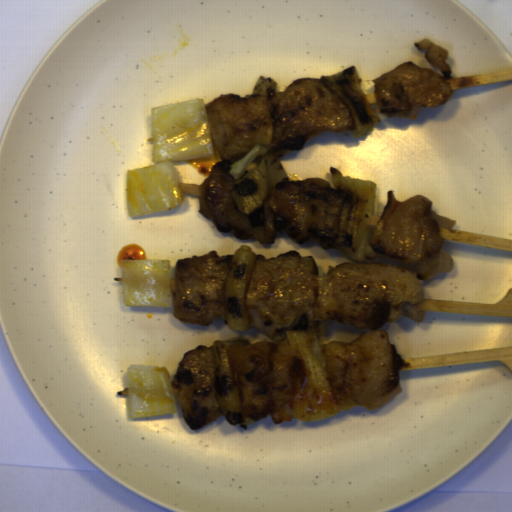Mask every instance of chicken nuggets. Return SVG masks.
<instances>
[{
    "mask_svg": "<svg viewBox=\"0 0 512 512\" xmlns=\"http://www.w3.org/2000/svg\"><path fill=\"white\" fill-rule=\"evenodd\" d=\"M182 415L193 430L225 416L216 398L213 345L184 352L174 380Z\"/></svg>",
    "mask_w": 512,
    "mask_h": 512,
    "instance_id": "chicken-nuggets-7",
    "label": "chicken nuggets"
},
{
    "mask_svg": "<svg viewBox=\"0 0 512 512\" xmlns=\"http://www.w3.org/2000/svg\"><path fill=\"white\" fill-rule=\"evenodd\" d=\"M414 47L426 50L425 58L441 74L435 69L408 61L373 79L380 114L413 120L418 118L422 108H437L452 98L454 92L448 80L452 78L453 70L448 61V50L430 38L415 41Z\"/></svg>",
    "mask_w": 512,
    "mask_h": 512,
    "instance_id": "chicken-nuggets-5",
    "label": "chicken nuggets"
},
{
    "mask_svg": "<svg viewBox=\"0 0 512 512\" xmlns=\"http://www.w3.org/2000/svg\"><path fill=\"white\" fill-rule=\"evenodd\" d=\"M209 134L220 160L198 185V206L216 230L239 240L253 234V226L231 195L235 178L229 174L234 157L253 145L272 146L279 156L298 151L324 133L354 131V116L325 81L298 78L279 91L274 78L260 75L251 94L233 92L203 104Z\"/></svg>",
    "mask_w": 512,
    "mask_h": 512,
    "instance_id": "chicken-nuggets-2",
    "label": "chicken nuggets"
},
{
    "mask_svg": "<svg viewBox=\"0 0 512 512\" xmlns=\"http://www.w3.org/2000/svg\"><path fill=\"white\" fill-rule=\"evenodd\" d=\"M345 197L324 178L286 176L267 195L275 230L284 229L298 246L315 241L328 249L339 238Z\"/></svg>",
    "mask_w": 512,
    "mask_h": 512,
    "instance_id": "chicken-nuggets-4",
    "label": "chicken nuggets"
},
{
    "mask_svg": "<svg viewBox=\"0 0 512 512\" xmlns=\"http://www.w3.org/2000/svg\"><path fill=\"white\" fill-rule=\"evenodd\" d=\"M456 223L436 212L429 197L399 201L388 190L369 245L375 254L414 265L416 271L374 261L328 265L320 274L312 255L292 250L256 260L245 292L248 327L272 340L310 309L316 321L370 330L350 342L332 339L321 348L339 408L379 411L403 391L399 369L404 365L381 328L401 317L422 322L426 314L416 305L425 297L422 280L455 267L439 230Z\"/></svg>",
    "mask_w": 512,
    "mask_h": 512,
    "instance_id": "chicken-nuggets-1",
    "label": "chicken nuggets"
},
{
    "mask_svg": "<svg viewBox=\"0 0 512 512\" xmlns=\"http://www.w3.org/2000/svg\"><path fill=\"white\" fill-rule=\"evenodd\" d=\"M226 354L244 417L255 423L268 416L274 423L293 420V402L303 368L285 338L235 345Z\"/></svg>",
    "mask_w": 512,
    "mask_h": 512,
    "instance_id": "chicken-nuggets-3",
    "label": "chicken nuggets"
},
{
    "mask_svg": "<svg viewBox=\"0 0 512 512\" xmlns=\"http://www.w3.org/2000/svg\"><path fill=\"white\" fill-rule=\"evenodd\" d=\"M230 273L224 257L205 255L176 259L173 314L180 322L209 326L217 317L226 323V282Z\"/></svg>",
    "mask_w": 512,
    "mask_h": 512,
    "instance_id": "chicken-nuggets-6",
    "label": "chicken nuggets"
}]
</instances>
